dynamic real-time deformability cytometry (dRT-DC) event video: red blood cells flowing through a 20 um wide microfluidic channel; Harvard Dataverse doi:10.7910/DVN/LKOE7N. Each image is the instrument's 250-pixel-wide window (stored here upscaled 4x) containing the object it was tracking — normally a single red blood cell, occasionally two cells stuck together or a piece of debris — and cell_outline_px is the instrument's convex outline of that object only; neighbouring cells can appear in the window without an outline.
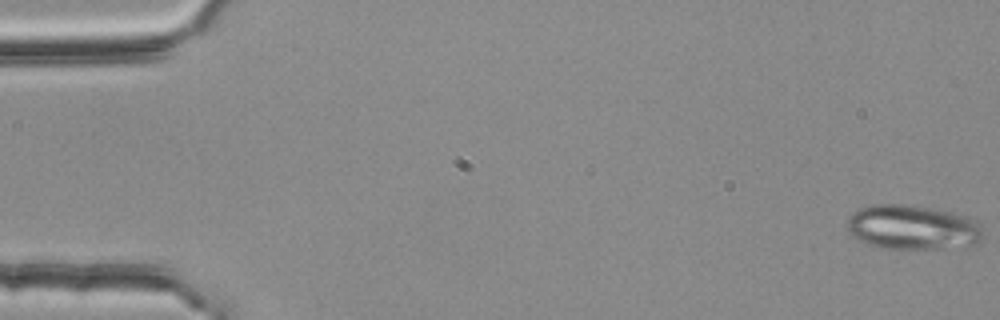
{"species": "common noctule bat (a hibernating species)", "species_latin": "Nyctalus noctula", "temperature_condition": "room temperature", "stored_images_in_passage": 41, "camera_frame_rate_fps": 3000, "um_per_image_px": 0.085, "animal": {"sex": "female", "body_mass_g": 25.1}, "frame": {"image": 1, "passage_image": 1, "time_ms": 0.0, "image_size_px": [1000, 320], "cell_outline_px": [[984, 236], [976, 244], [964, 248], [880, 248], [868, 244], [852, 236], [848, 232], [848, 220], [860, 208], [872, 204], [904, 204], [936, 208], [968, 216], [980, 224]], "centroid_in_image_um": [77.63, 19.32], "position_along_channel_um": 7.4, "area_um2": 35.6}}
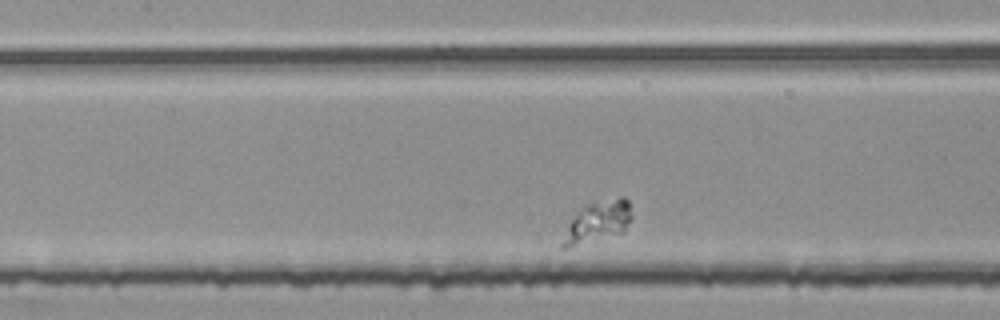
{"frame": {"image": 2, "passage_image": 19, "time_ms": 6.0, "image_size_px": [1000, 320], "cell_outline_px": [[632, 216], [624, 232], [568, 248], [560, 248], [560, 244], [568, 224], [576, 212], [588, 204], [620, 196], [624, 196], [628, 200]], "centroid_in_image_um": [50.79, 18.86], "position_along_channel_um": 156.6, "area_um2": 16.59}}
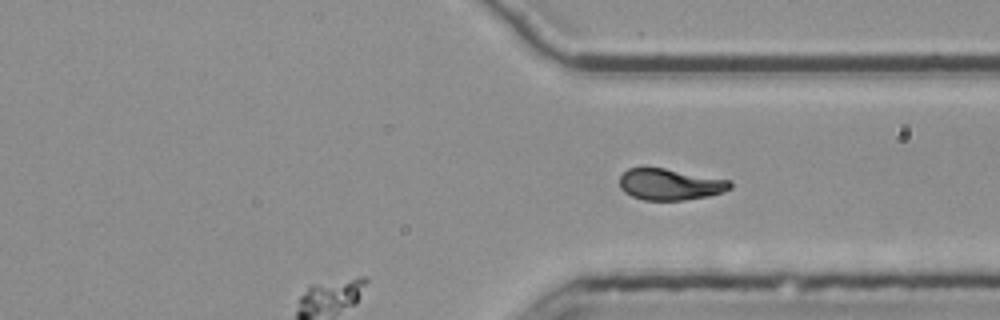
{"frame": {"image": 3, "passage_image": 41, "time_ms": 13.333, "image_size_px": [1000, 320], "cell_outline_px": [[732, 188], [724, 192], [708, 196], [684, 200], [644, 200], [632, 196], [624, 192], [620, 188], [620, 176], [628, 168], [664, 168], [732, 180]], "centroid_in_image_um": [56.98, 15.67], "position_along_channel_um": 354.4, "area_um2": 20.29}}